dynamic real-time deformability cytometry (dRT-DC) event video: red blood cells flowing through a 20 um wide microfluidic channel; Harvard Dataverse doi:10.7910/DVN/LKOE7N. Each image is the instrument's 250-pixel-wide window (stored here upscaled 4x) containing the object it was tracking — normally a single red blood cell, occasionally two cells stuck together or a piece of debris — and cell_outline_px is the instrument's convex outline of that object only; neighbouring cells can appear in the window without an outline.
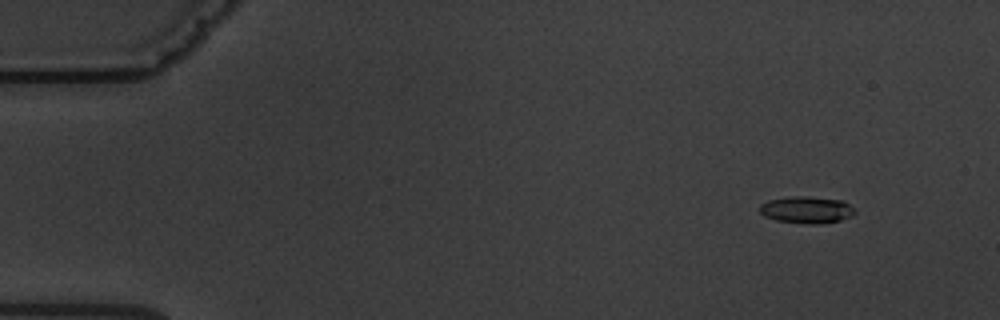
{"species": "common noctule bat (a hibernating species)", "species_latin": "Nyctalus noctula", "temperature_condition": "warm", "stored_images_in_passage": 9, "camera_frame_rate_fps": 3000, "um_per_image_px": 0.085, "animal": {"sex": "male", "body_mass_g": 19.5, "forearm_length_mm": 54.6}, "frame": {"image": 1, "passage_image": 2, "time_ms": 1.333, "image_size_px": [1000, 320], "cell_outline_px": [[856, 212], [852, 216], [840, 220], [820, 224], [808, 224], [776, 220], [764, 216], [760, 212], [760, 204], [768, 200], [788, 196], [804, 196], [844, 200]], "centroid_in_image_um": [68.55, 17.83], "position_along_channel_um": 16.5, "area_um2": 14.97}}
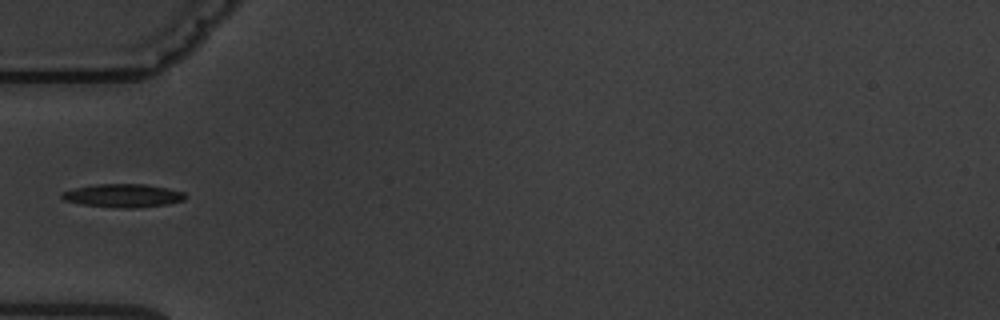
{"frame": {"image": 2, "passage_image": 6, "time_ms": 6.0, "image_size_px": [1000, 320], "cell_outline_px": [[184, 200], [168, 204], [136, 208], [124, 208], [84, 204], [64, 200], [60, 196], [60, 192], [76, 188], [96, 184], [144, 184], [168, 188], [184, 192]], "centroid_in_image_um": [10.46, 16.62], "position_along_channel_um": 74.5, "area_um2": 16.59}}
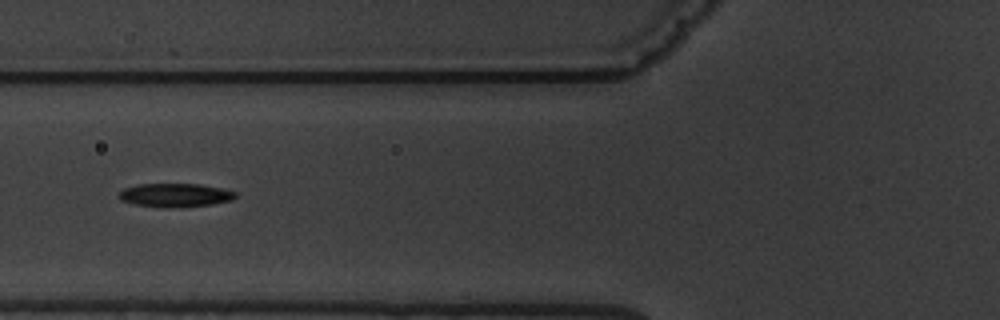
{"frame": {"image": 3, "passage_image": 7, "time_ms": 7.0, "image_size_px": [1000, 320], "cell_outline_px": [[236, 196], [232, 200], [212, 204], [180, 208], [164, 208], [132, 204], [120, 200], [120, 192], [124, 188], [136, 184], [200, 184], [224, 188], [236, 192]], "centroid_in_image_um": [14.9, 16.59], "position_along_channel_um": 110.9, "area_um2": 16.3}}